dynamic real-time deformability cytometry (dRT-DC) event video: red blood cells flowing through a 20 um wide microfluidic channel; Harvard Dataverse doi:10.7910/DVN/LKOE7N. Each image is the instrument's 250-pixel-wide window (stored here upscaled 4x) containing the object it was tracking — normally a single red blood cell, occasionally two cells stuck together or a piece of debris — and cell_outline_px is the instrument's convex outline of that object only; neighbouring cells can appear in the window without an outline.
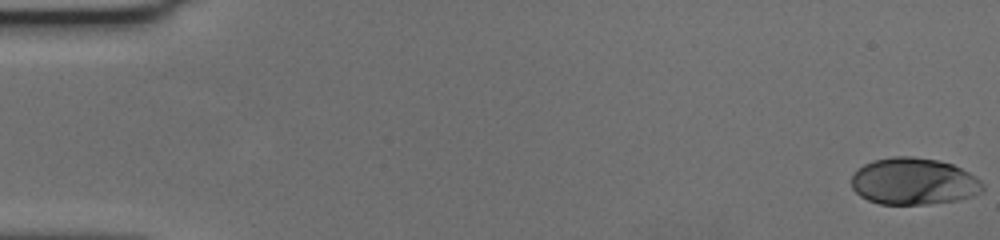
{"species": "human", "species_latin": "Homo sapiens", "temperature_condition": "cold", "stored_images_in_passage": 59, "camera_frame_rate_fps": 3000, "um_per_image_px": 0.085, "donor": {"sex": "female"}, "frame": {"image": 1, "passage_image": 1, "time_ms": 0.0, "image_size_px": [1000, 240], "cell_outline_px": [[984, 192], [972, 196], [956, 200], [928, 204], [880, 204], [868, 200], [860, 196], [852, 188], [852, 176], [864, 164], [872, 160], [892, 156], [912, 156], [940, 160], [952, 164], [976, 176], [984, 184]], "centroid_in_image_um": [77.69, 15.41], "position_along_channel_um": 7.3, "area_um2": 36.01}}
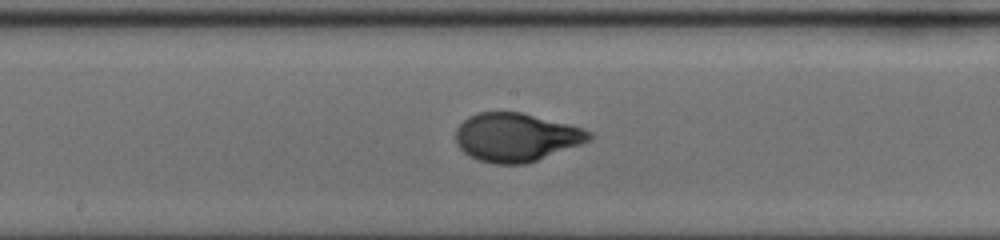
{"frame": {"image": 2, "passage_image": 32, "time_ms": 10.333, "image_size_px": [1000, 240], "cell_outline_px": [[592, 140], [536, 160], [524, 164], [492, 164], [476, 160], [468, 156], [456, 144], [456, 128], [468, 116], [476, 112], [520, 112], [584, 128], [592, 132]], "centroid_in_image_um": [43.84, 11.67], "position_along_channel_um": 204.4, "area_um2": 37.74}}
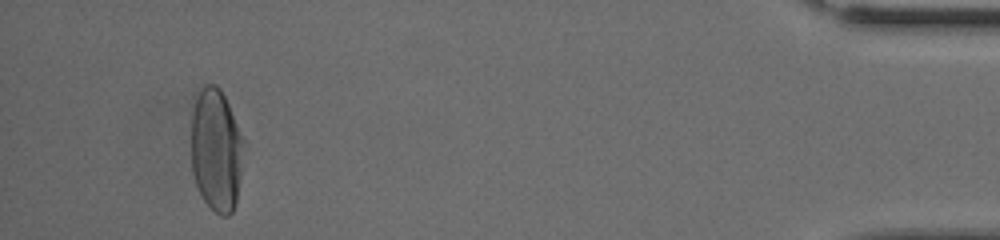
{"frame": {"image": 3, "passage_image": 56, "time_ms": 18.333, "image_size_px": [1000, 240], "cell_outline_px": [[244, 140], [240, 176], [236, 200], [232, 212], [228, 216], [220, 216], [204, 200], [196, 184], [192, 172], [192, 112], [196, 96], [204, 84], [216, 84], [220, 88], [228, 104]], "centroid_in_image_um": [18.37, 12.74], "position_along_channel_um": 416.8, "area_um2": 37.28}, "authors_computed_cell_mechanics": {"area_um2": 37.0498, "velocity_mm_per_s": 3.5339, "shape_relaxation_time_tau1_ms": 3.312, "shape_relaxation_time_tau2_ms": null, "deformation_change_tau1": 0.1914, "deformation_change_tau2": null}}